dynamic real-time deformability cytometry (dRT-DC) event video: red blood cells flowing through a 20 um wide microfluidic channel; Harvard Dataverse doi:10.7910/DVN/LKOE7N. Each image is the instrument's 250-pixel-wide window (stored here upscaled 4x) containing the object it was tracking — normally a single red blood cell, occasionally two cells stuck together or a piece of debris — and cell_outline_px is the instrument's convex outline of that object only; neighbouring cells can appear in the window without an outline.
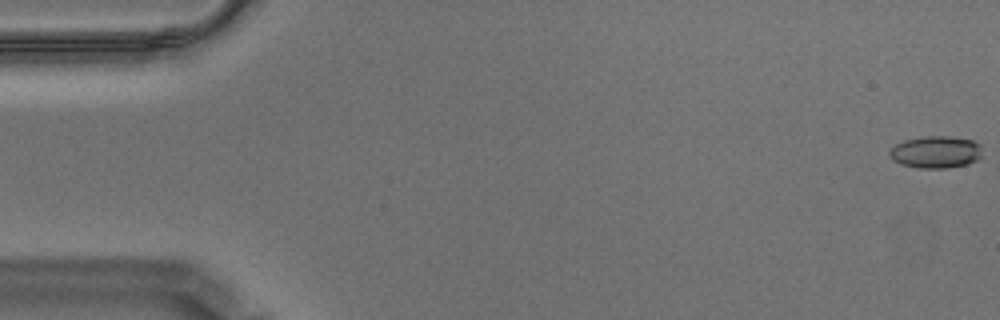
{"species": "Egyptian fruit bat (a non-hibernating species)", "species_latin": "Rousettus aegyptiacus", "temperature_condition": "warm", "stored_images_in_passage": 58, "camera_frame_rate_fps": 3000, "um_per_image_px": 0.085, "animal": {"sex": "male"}, "frame": {"image": 1, "passage_image": 1, "time_ms": 0.0, "image_size_px": [1000, 320], "cell_outline_px": [[980, 156], [976, 160], [968, 164], [948, 168], [920, 168], [900, 164], [892, 160], [888, 156], [888, 152], [896, 144], [904, 140], [924, 136], [948, 136], [972, 140], [980, 144]], "centroid_in_image_um": [79.5, 12.93], "position_along_channel_um": 5.5, "area_um2": 17.4}}
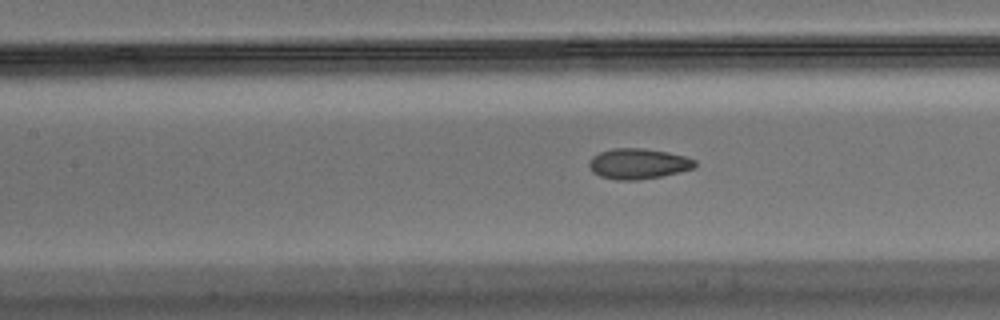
{"frame": {"image": 2, "passage_image": 26, "time_ms": 8.333, "image_size_px": [1000, 320], "cell_outline_px": [[696, 164], [692, 168], [680, 172], [660, 176], [636, 180], [616, 180], [600, 176], [592, 172], [588, 164], [592, 156], [600, 152], [612, 148], [644, 148], [668, 152], [684, 156], [696, 160]], "centroid_in_image_um": [54.22, 13.91], "position_along_channel_um": 153.2, "area_um2": 18.79}}
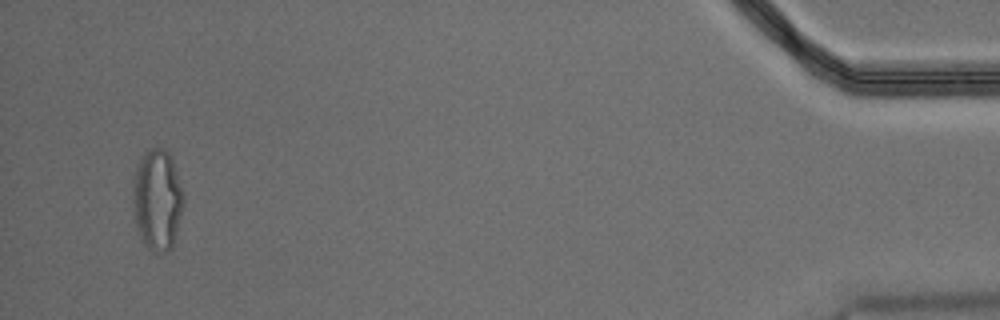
{"frame": {"image": 3, "passage_image": 56, "time_ms": 18.333, "image_size_px": [1000, 320], "cell_outline_px": [[184, 204], [172, 248], [168, 252], [152, 252], [144, 244], [136, 228], [132, 212], [132, 180], [136, 164], [140, 156], [148, 148], [164, 148], [172, 156], [184, 196]], "centroid_in_image_um": [13.33, 16.96], "position_along_channel_um": 421.9, "area_um2": 30.75}, "authors_computed_cell_mechanics": {"area_um2": 18.3515, "velocity_mm_per_s": 3.4938, "shape_relaxation_time_tau1_ms": null, "shape_relaxation_time_tau2_ms": 1.4386, "deformation_change_tau1": null, "deformation_change_tau2": 0.0686}}